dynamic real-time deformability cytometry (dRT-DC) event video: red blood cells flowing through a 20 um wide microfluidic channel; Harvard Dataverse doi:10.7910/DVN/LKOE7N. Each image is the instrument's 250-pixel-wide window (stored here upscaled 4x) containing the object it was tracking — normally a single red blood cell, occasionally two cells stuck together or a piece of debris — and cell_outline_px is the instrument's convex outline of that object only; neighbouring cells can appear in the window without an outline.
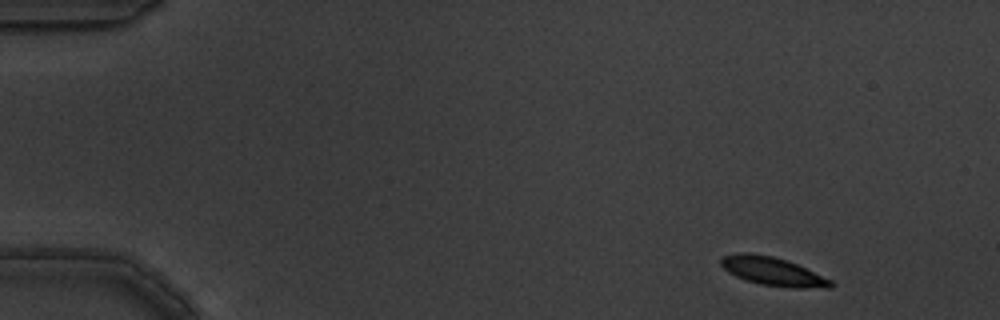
{"species": "common noctule bat (a hibernating species)", "species_latin": "Nyctalus noctula", "temperature_condition": "warm", "stored_images_in_passage": 10, "camera_frame_rate_fps": 3000, "um_per_image_px": 0.085, "animal": {"sex": "male", "body_mass_g": 19.5, "forearm_length_mm": 54.6}, "frame": {"image": 1, "passage_image": 1, "time_ms": 0.0, "image_size_px": [1000, 320], "cell_outline_px": [[836, 284], [832, 288], [796, 288], [760, 284], [736, 276], [728, 272], [720, 264], [720, 256], [736, 252], [748, 252], [772, 256], [796, 264], [832, 280]], "centroid_in_image_um": [65.67, 23.06], "position_along_channel_um": 19.3, "area_um2": 18.21}}
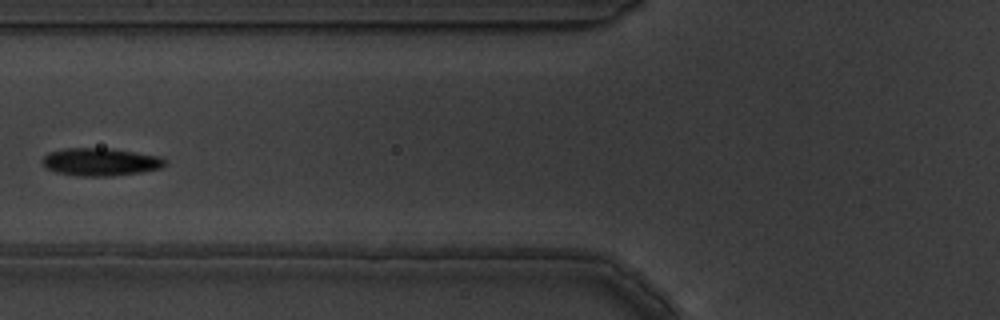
{"frame": {"image": 2, "passage_image": 6, "time_ms": 1.667, "image_size_px": [1000, 320], "cell_outline_px": [[164, 164], [160, 168], [140, 172], [112, 176], [80, 176], [56, 172], [48, 168], [44, 164], [44, 156], [48, 152], [64, 148], [112, 148], [160, 156], [164, 160]], "centroid_in_image_um": [8.54, 13.75], "position_along_channel_um": 117.3, "area_um2": 19.65}}
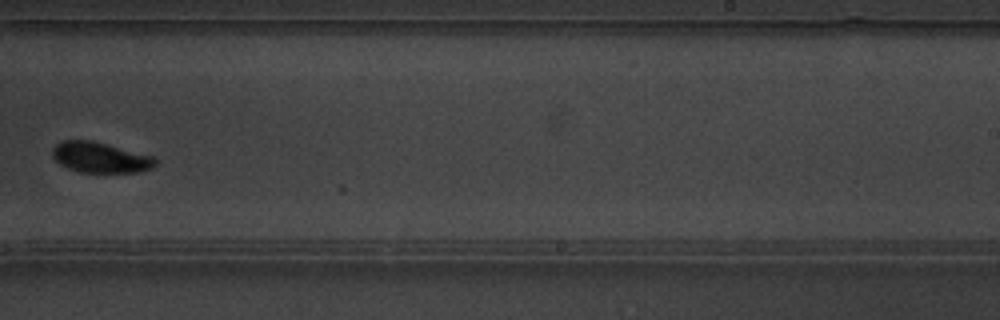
{"frame": {"image": 3, "passage_image": 10, "time_ms": 3.0, "image_size_px": [1000, 320], "cell_outline_px": [[156, 164], [152, 168], [140, 172], [80, 172], [68, 168], [60, 164], [52, 156], [52, 148], [60, 140], [92, 140], [152, 156], [156, 160]], "centroid_in_image_um": [8.49, 13.38], "position_along_channel_um": 280.5, "area_um2": 18.26}}